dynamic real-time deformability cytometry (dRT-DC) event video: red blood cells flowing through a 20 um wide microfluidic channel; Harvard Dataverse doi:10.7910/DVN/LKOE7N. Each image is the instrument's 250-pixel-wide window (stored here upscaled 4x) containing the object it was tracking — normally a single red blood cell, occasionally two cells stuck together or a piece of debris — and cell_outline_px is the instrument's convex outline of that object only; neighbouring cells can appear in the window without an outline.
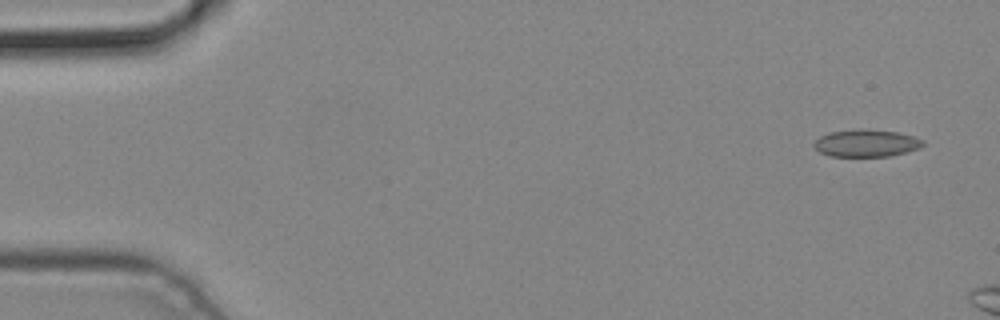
{"species": "common noctule bat (a hibernating species)", "species_latin": "Nyctalus noctula", "temperature_condition": "cold", "stored_images_in_passage": 2, "camera_frame_rate_fps": 3000, "um_per_image_px": 0.085, "animal": {"sex": "male", "body_mass_g": 19.2, "forearm_length_mm": 51.8}, "frame": {"image": 1, "passage_image": 2, "time_ms": 0.333, "image_size_px": [1000, 320], "cell_outline_px": [[924, 144], [920, 148], [888, 156], [828, 156], [820, 152], [812, 144], [820, 136], [828, 132], [856, 128], [868, 128], [896, 132], [912, 136], [924, 140]], "centroid_in_image_um": [73.6, 12.15], "position_along_channel_um": 11.4, "area_um2": 17.46}}